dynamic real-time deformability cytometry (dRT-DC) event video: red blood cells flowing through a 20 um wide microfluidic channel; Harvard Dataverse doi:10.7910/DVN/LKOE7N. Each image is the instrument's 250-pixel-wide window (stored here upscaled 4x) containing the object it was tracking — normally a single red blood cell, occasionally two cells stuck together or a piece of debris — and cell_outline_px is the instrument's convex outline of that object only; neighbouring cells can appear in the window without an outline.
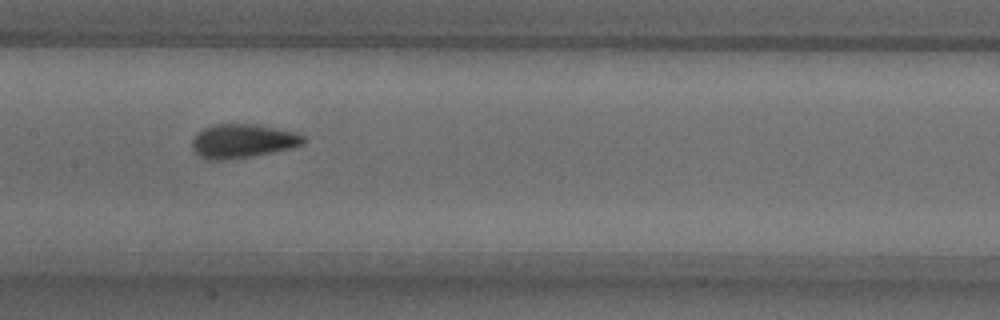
{"species": "common noctule bat (a hibernating species)", "species_latin": "Nyctalus noctula", "temperature_condition": "warm", "stored_images_in_passage": 42, "camera_frame_rate_fps": 3000, "um_per_image_px": 0.085, "animal": {"sex": "male", "body_mass_g": 18.8}, "frame": {"image": 1, "passage_image": 15, "time_ms": 4.667, "image_size_px": [1000, 320], "cell_outline_px": [[308, 140], [304, 144], [292, 148], [248, 156], [224, 160], [204, 160], [192, 148], [192, 140], [204, 128], [216, 124], [256, 124], [300, 132]], "centroid_in_image_um": [20.69, 11.98], "position_along_channel_um": 186.7, "area_um2": 22.02}}
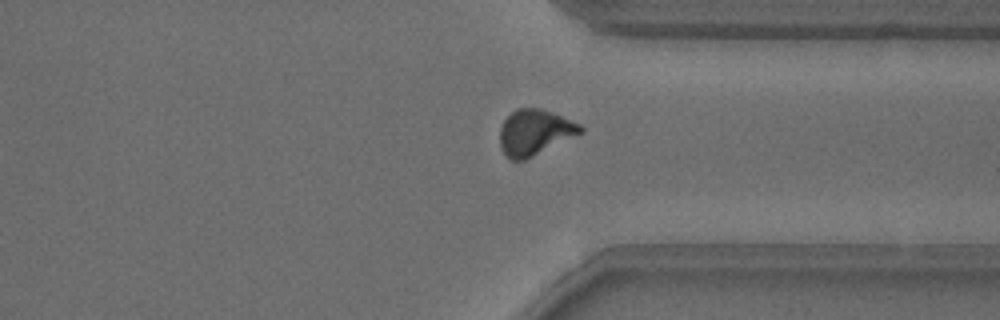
{"frame": {"image": 2, "passage_image": 29, "time_ms": 9.333, "image_size_px": [1000, 320], "cell_outline_px": [[584, 132], [524, 160], [512, 160], [500, 148], [500, 128], [504, 120], [516, 108], [540, 108], [552, 112], [580, 124], [584, 128]], "centroid_in_image_um": [45.46, 11.24], "position_along_channel_um": 365.9, "area_um2": 21.27}}
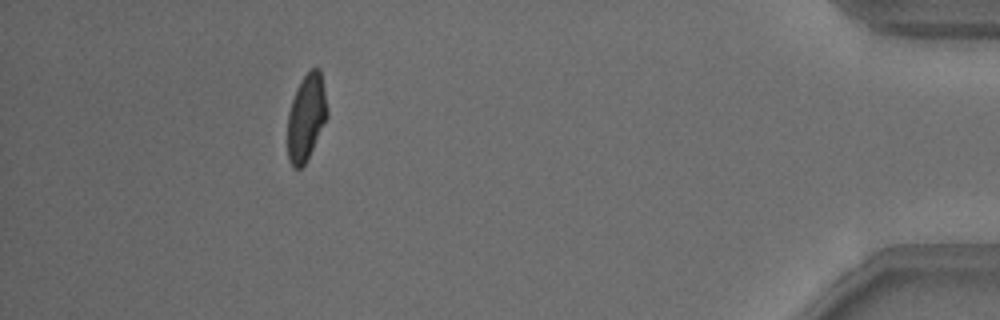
{"frame": {"image": 3, "passage_image": 37, "time_ms": 12.0, "image_size_px": [1000, 320], "cell_outline_px": [[328, 116], [304, 164], [300, 168], [292, 168], [288, 160], [288, 112], [296, 88], [300, 80], [312, 68], [320, 68], [328, 112]], "centroid_in_image_um": [26.02, 9.96], "position_along_channel_um": 409.2, "area_um2": 19.77}, "authors_computed_cell_mechanics": {"area_um2": 21.2126, "velocity_mm_per_s": 3.875, "shape_relaxation_time_tau1_ms": 3.7438, "shape_relaxation_time_tau2_ms": 0.9635, "deformation_change_tau1": 0.1448, "deformation_change_tau2": 0.0758}}